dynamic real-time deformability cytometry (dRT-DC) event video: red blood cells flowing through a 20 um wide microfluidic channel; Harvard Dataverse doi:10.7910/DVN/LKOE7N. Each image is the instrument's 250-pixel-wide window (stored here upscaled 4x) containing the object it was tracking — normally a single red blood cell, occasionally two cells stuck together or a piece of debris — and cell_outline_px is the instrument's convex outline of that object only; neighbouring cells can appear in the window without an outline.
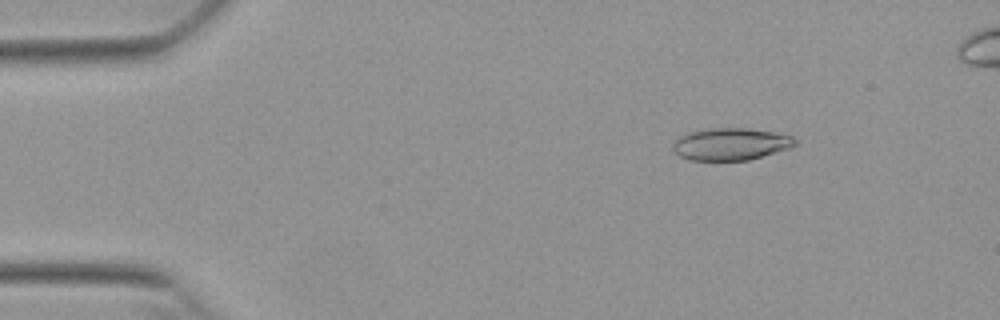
{"species": "Egyptian fruit bat (a non-hibernating species)", "species_latin": "Rousettus aegyptiacus", "temperature_condition": "warm", "stored_images_in_passage": 52, "camera_frame_rate_fps": 3000, "um_per_image_px": 0.085, "animal": {"sex": "female"}, "frame": {"image": 1, "passage_image": 7, "time_ms": 2.0, "image_size_px": [1000, 320], "cell_outline_px": [[796, 144], [792, 148], [748, 160], [688, 160], [680, 156], [672, 148], [672, 144], [680, 136], [688, 132], [708, 128], [748, 128], [776, 132], [792, 136], [796, 140]], "centroid_in_image_um": [62.13, 12.24], "position_along_channel_um": 22.9, "area_um2": 23.06}}
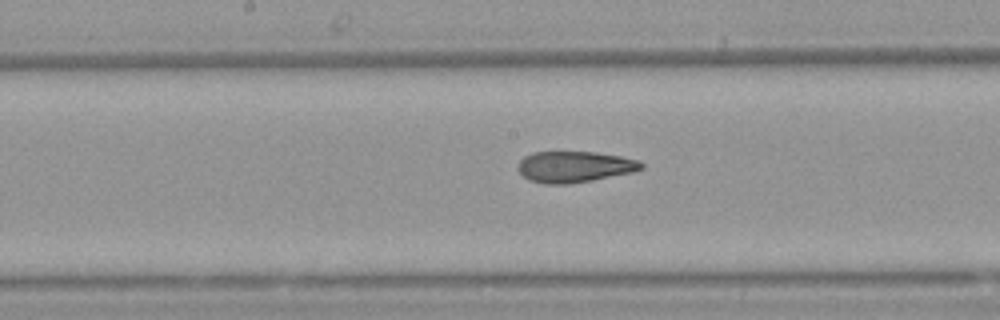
{"frame": {"image": 2, "passage_image": 27, "time_ms": 8.667, "image_size_px": [1000, 320], "cell_outline_px": [[644, 168], [632, 172], [592, 180], [568, 184], [544, 184], [528, 180], [516, 168], [520, 160], [524, 156], [532, 152], [596, 152], [620, 156], [640, 160], [644, 164]], "centroid_in_image_um": [48.82, 14.17], "position_along_channel_um": 199.4, "area_um2": 22.48}}
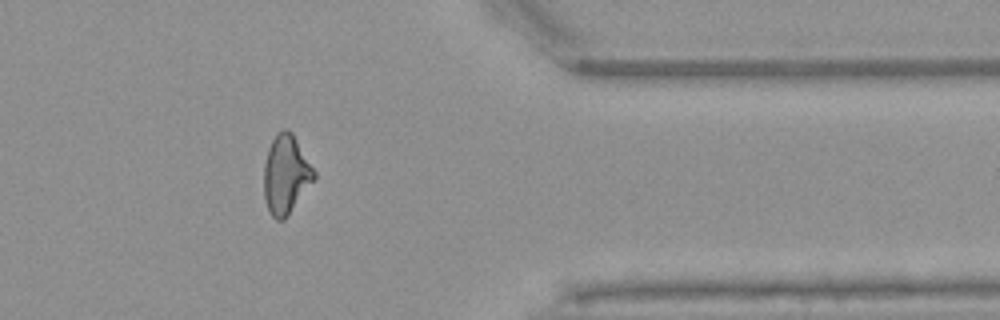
{"frame": {"image": 3, "passage_image": 43, "time_ms": 14.0, "image_size_px": [1000, 320], "cell_outline_px": [[316, 176], [284, 220], [276, 220], [268, 212], [264, 200], [264, 164], [268, 148], [276, 132], [284, 128], [288, 128], [292, 132], [316, 172]], "centroid_in_image_um": [24.27, 14.81], "position_along_channel_um": 387.1, "area_um2": 23.0}, "authors_computed_cell_mechanics": {"area_um2": 23.12, "velocity_mm_per_s": 3.8426, "shape_relaxation_time_tau1_ms": 9.6814, "shape_relaxation_time_tau2_ms": 2.4778, "deformation_change_tau1": 0.2409, "deformation_change_tau2": 0.1032}}